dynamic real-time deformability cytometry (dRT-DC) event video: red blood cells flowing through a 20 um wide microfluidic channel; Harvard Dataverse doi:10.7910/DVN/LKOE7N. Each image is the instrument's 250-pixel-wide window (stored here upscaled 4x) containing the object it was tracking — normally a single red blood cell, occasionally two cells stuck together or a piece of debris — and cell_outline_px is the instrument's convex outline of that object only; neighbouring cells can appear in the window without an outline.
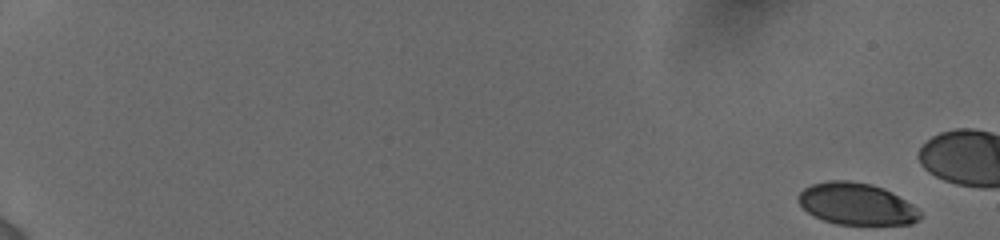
{"species": "human", "species_latin": "Homo sapiens", "temperature_condition": "cold", "stored_images_in_passage": 18, "camera_frame_rate_fps": 3000, "um_per_image_px": 0.085, "donor": {"sex": "female"}, "frame": {"image": 1, "passage_image": 1, "time_ms": 0.0, "image_size_px": [1000, 240], "cell_outline_px": [[920, 220], [912, 224], [836, 224], [824, 220], [808, 212], [800, 204], [800, 192], [804, 188], [812, 184], [828, 180], [848, 180], [872, 184], [884, 188], [892, 192], [912, 204], [920, 212]], "centroid_in_image_um": [72.83, 17.32], "position_along_channel_um": 12.2, "area_um2": 29.48}}
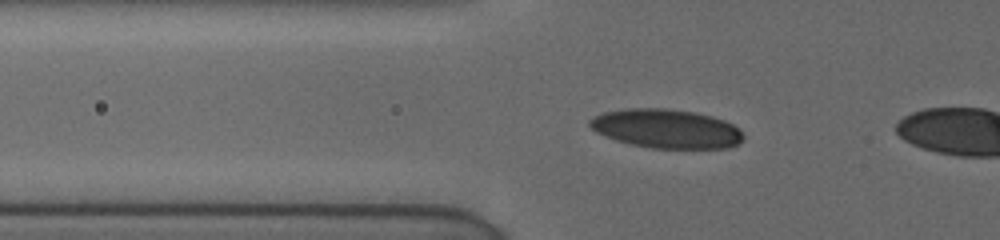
{"frame": {"image": 2, "passage_image": 16, "time_ms": 6.667, "image_size_px": [1000, 240], "cell_outline_px": [[744, 136], [736, 144], [728, 148], [652, 148], [628, 144], [616, 140], [596, 132], [588, 124], [588, 120], [592, 116], [604, 112], [624, 108], [668, 108], [692, 112], [712, 116], [724, 120], [732, 124]], "centroid_in_image_um": [56.57, 10.93], "position_along_channel_um": 69.2, "area_um2": 34.85}}